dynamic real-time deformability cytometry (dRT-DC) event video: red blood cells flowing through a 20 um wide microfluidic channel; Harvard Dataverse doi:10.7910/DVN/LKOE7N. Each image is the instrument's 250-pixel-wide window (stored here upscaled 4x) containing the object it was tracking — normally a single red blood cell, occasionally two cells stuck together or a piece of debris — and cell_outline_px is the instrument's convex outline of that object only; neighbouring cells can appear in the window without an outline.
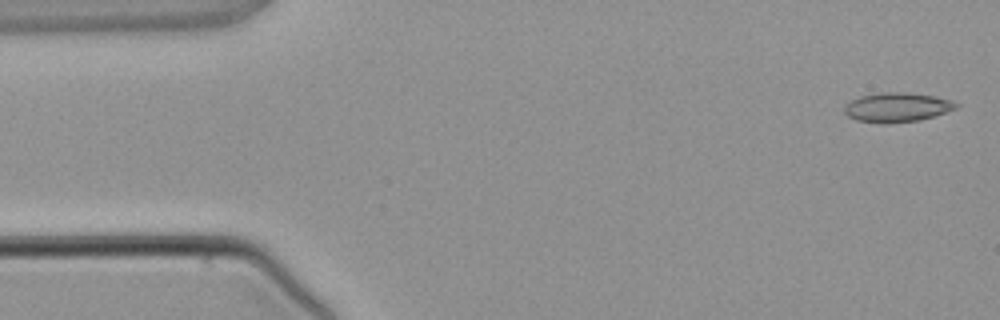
{"species": "common noctule bat (a hibernating species)", "species_latin": "Nyctalus noctula", "temperature_condition": "warm", "stored_images_in_passage": 3, "camera_frame_rate_fps": 3000, "um_per_image_px": 0.085, "animal": {"sex": "male", "body_mass_g": 21.5, "forearm_length_mm": 52.0}, "frame": {"image": 1, "passage_image": 1, "time_ms": 0.0, "image_size_px": [1000, 320], "cell_outline_px": [[960, 104], [956, 108], [920, 120], [884, 124], [880, 124], [856, 120], [848, 116], [844, 112], [844, 108], [852, 100], [860, 96], [880, 92], [908, 92], [936, 96], [952, 100]], "centroid_in_image_um": [76.25, 9.12], "position_along_channel_um": 8.8, "area_um2": 19.19}}